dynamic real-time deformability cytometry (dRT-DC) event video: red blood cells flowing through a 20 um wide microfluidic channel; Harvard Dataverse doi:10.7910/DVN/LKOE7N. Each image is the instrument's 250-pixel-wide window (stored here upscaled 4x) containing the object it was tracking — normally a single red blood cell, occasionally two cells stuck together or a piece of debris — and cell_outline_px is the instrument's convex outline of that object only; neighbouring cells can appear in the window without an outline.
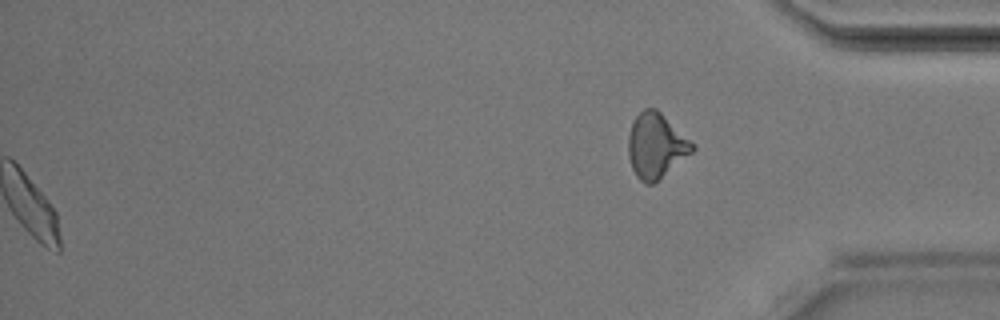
{"species": "Egyptian fruit bat (a non-hibernating species)", "species_latin": "Rousettus aegyptiacus", "temperature_condition": "room temperature", "stored_images_in_passage": 34, "segment_of_instrument_passage": [2, 2], "camera_frame_rate_fps": 3000, "um_per_image_px": 0.085, "animal": {"sex": "male"}, "frame": {"image": 1, "passage_image": 34, "time_ms": 11.0, "image_size_px": [1000, 320], "cell_outline_px": [[696, 148], [692, 152], [652, 184], [644, 184], [636, 176], [632, 168], [628, 156], [628, 136], [632, 120], [644, 108], [656, 108], [696, 144]], "centroid_in_image_um": [55.75, 12.36], "position_along_channel_um": 379.5, "area_um2": 24.22}}